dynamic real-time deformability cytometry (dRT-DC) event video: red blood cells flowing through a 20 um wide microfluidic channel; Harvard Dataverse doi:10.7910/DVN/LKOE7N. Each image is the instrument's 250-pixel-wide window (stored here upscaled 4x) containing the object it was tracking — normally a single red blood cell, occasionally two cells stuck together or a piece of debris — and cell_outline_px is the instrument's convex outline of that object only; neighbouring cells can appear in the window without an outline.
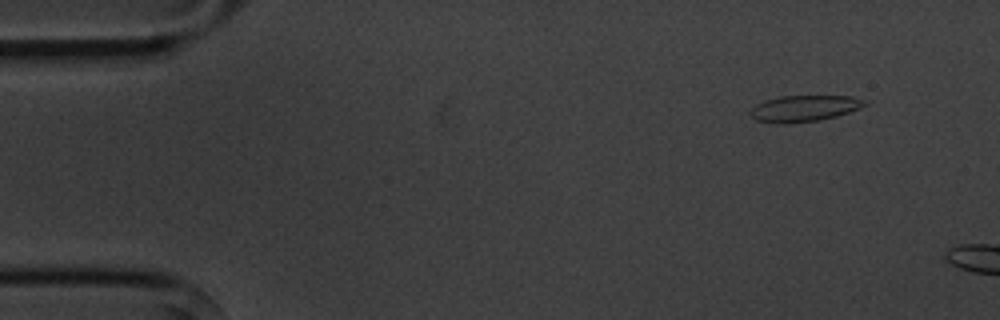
{"species": "common noctule bat (a hibernating species)", "species_latin": "Nyctalus noctula", "temperature_condition": "cold", "stored_images_in_passage": 4, "camera_frame_rate_fps": 3000, "um_per_image_px": 0.085, "animal": {"sex": "male", "body_mass_g": 20.1, "forearm_length_mm": 53.5}, "frame": {"image": 1, "passage_image": 2, "time_ms": 1.333, "image_size_px": [1000, 320], "cell_outline_px": [[868, 104], [860, 108], [836, 116], [820, 120], [788, 124], [776, 124], [756, 120], [748, 112], [756, 104], [764, 100], [780, 96], [852, 96], [864, 100]], "centroid_in_image_um": [68.32, 9.22], "position_along_channel_um": 16.7, "area_um2": 17.63}}